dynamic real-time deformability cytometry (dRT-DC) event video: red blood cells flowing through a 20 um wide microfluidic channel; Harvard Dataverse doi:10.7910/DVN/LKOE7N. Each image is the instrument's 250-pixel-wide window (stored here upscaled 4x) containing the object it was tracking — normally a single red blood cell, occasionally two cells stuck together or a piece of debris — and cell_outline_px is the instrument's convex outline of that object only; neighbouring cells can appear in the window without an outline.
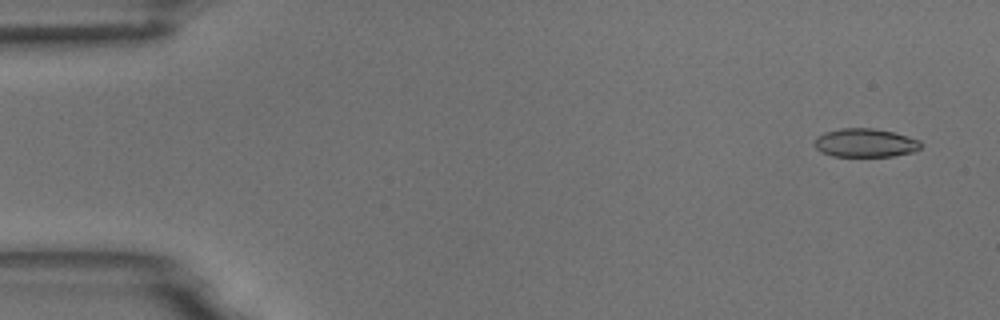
{"species": "common noctule bat (a hibernating species)", "species_latin": "Nyctalus noctula", "temperature_condition": "room temperature", "stored_images_in_passage": 4, "camera_frame_rate_fps": 3000, "um_per_image_px": 0.085, "animal": {"sex": "male", "body_mass_g": 18.8}, "frame": {"image": 1, "passage_image": 1, "time_ms": 0.0, "image_size_px": [1000, 320], "cell_outline_px": [[924, 144], [920, 148], [912, 152], [892, 156], [832, 156], [820, 152], [812, 144], [816, 136], [824, 132], [844, 128], [872, 128], [892, 132], [908, 136], [920, 140]], "centroid_in_image_um": [73.52, 12.14], "position_along_channel_um": 11.5, "area_um2": 17.86}}
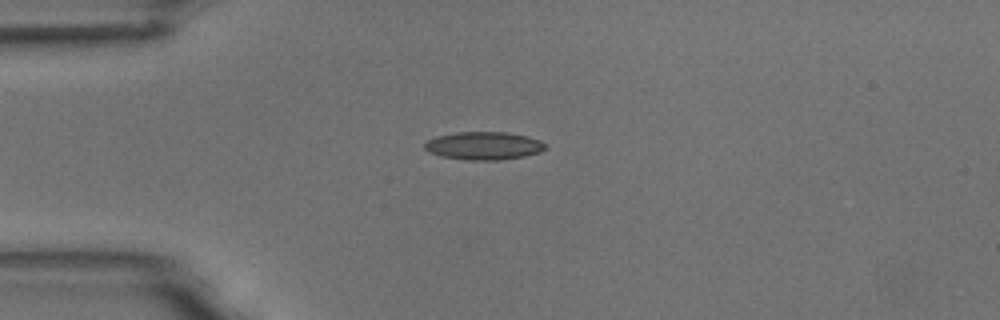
{"frame": {"image": 2, "passage_image": 4, "time_ms": 1.0, "image_size_px": [1000, 320], "cell_outline_px": [[544, 148], [540, 152], [524, 156], [500, 160], [468, 160], [440, 156], [428, 152], [424, 148], [424, 144], [428, 140], [436, 136], [456, 132], [508, 132], [528, 136], [540, 140], [544, 144]], "centroid_in_image_um": [41.09, 12.38], "position_along_channel_um": 43.9, "area_um2": 19.71}}